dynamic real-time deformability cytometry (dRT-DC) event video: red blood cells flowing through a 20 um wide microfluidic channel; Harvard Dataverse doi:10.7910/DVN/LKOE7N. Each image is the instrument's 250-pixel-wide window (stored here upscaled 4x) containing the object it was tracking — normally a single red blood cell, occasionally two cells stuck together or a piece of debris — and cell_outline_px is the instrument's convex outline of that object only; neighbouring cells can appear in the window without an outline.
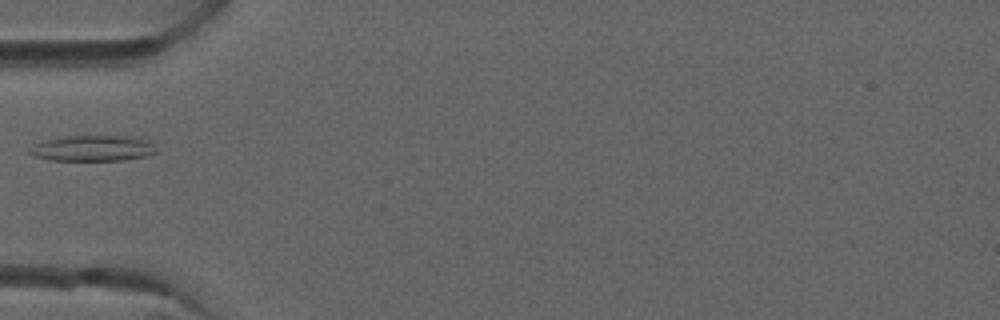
{"species": "common noctule bat (a hibernating species)", "species_latin": "Nyctalus noctula", "temperature_condition": "room temperature", "stored_images_in_passage": 6, "camera_frame_rate_fps": 3000, "um_per_image_px": 0.085, "animal": {"sex": "male", "forearm_length_mm": 52.5}, "frame": {"image": 1, "passage_image": 6, "time_ms": 1.667, "image_size_px": [1000, 320], "cell_outline_px": [[156, 152], [144, 156], [124, 160], [52, 160], [36, 156], [28, 152], [36, 144], [48, 140], [68, 136], [116, 136], [144, 140]], "centroid_in_image_um": [7.82, 12.62], "position_along_channel_um": 77.2, "area_um2": 18.03}}